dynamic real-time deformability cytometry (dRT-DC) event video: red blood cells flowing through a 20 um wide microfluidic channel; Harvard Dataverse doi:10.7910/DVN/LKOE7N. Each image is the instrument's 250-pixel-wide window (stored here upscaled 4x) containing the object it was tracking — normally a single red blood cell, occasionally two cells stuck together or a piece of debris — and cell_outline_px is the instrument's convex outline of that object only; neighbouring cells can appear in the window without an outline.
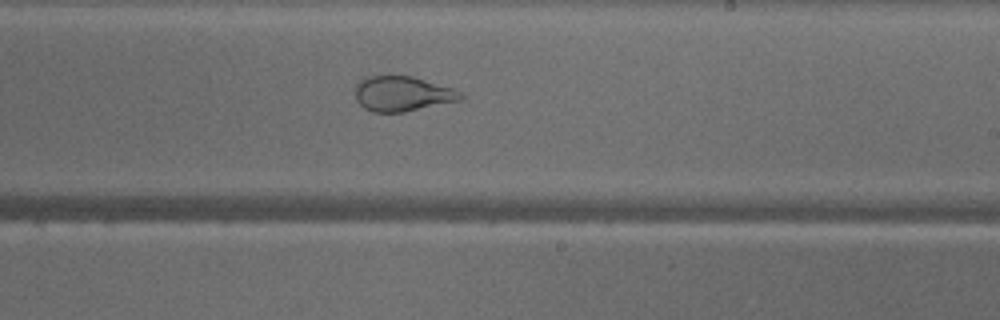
{"species": "common noctule bat (a hibernating species)", "species_latin": "Nyctalus noctula", "temperature_condition": "warm", "stored_images_in_passage": 40, "camera_frame_rate_fps": 3000, "um_per_image_px": 0.085, "animal": {"sex": "male", "body_mass_g": 18.8}, "frame": {"image": 1, "passage_image": 28, "time_ms": 9.0, "image_size_px": [1000, 320], "cell_outline_px": [[464, 100], [404, 112], [372, 112], [364, 108], [356, 100], [356, 84], [360, 80], [372, 76], [412, 76], [456, 88], [464, 96]], "centroid_in_image_um": [34.27, 7.98], "position_along_channel_um": 254.7, "area_um2": 21.73}}
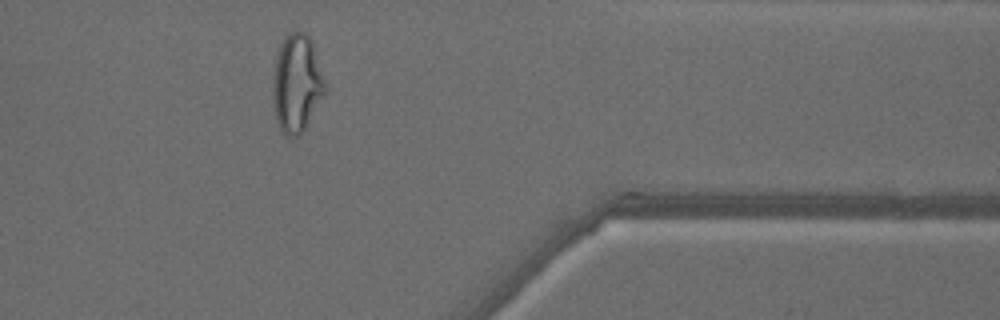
{"frame": {"image": 2, "passage_image": 39, "time_ms": 12.667, "image_size_px": [1000, 320], "cell_outline_px": [[328, 88], [324, 96], [300, 136], [288, 136], [280, 128], [276, 120], [272, 100], [272, 84], [276, 60], [280, 48], [284, 40], [292, 32], [304, 32], [312, 40]], "centroid_in_image_um": [25.25, 7.12], "position_along_channel_um": 386.1, "area_um2": 29.71}, "authors_computed_cell_mechanics": {"area_um2": 28.2642, "velocity_mm_per_s": 4.1499, "shape_relaxation_time_tau1_ms": null, "shape_relaxation_time_tau2_ms": 0.8303, "deformation_change_tau1": null, "deformation_change_tau2": 0.0712}}